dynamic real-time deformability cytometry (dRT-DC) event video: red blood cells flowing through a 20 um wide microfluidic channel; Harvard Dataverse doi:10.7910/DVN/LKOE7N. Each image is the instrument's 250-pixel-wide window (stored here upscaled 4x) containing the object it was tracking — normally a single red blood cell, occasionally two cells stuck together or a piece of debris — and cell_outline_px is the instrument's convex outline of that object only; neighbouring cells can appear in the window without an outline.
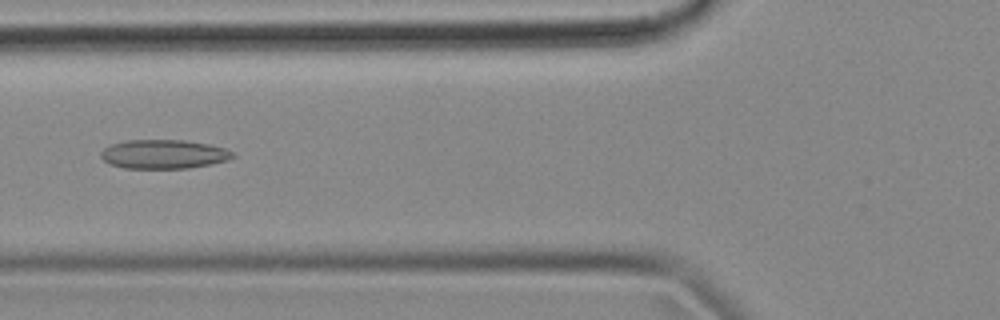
{"species": "common noctule bat (a hibernating species)", "species_latin": "Nyctalus noctula", "temperature_condition": "cold", "stored_images_in_passage": 53, "camera_frame_rate_fps": 3000, "um_per_image_px": 0.085, "animal": {"sex": "female", "body_mass_g": 18.4}, "frame": {"image": 1, "passage_image": 19, "time_ms": 6.0, "image_size_px": [1000, 320], "cell_outline_px": [[236, 156], [228, 160], [212, 164], [188, 168], [124, 168], [108, 164], [100, 156], [100, 152], [104, 148], [112, 144], [124, 140], [184, 140], [208, 144], [224, 148], [236, 152]], "centroid_in_image_um": [13.93, 13.1], "position_along_channel_um": 111.9, "area_um2": 22.48}}
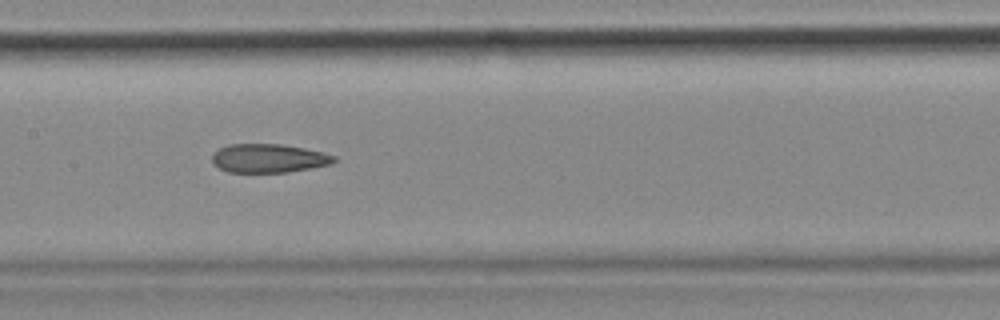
{"frame": {"image": 2, "passage_image": 25, "time_ms": 8.0, "image_size_px": [1000, 320], "cell_outline_px": [[336, 160], [332, 164], [312, 168], [288, 172], [228, 172], [212, 164], [212, 156], [220, 148], [228, 144], [280, 144], [304, 148], [324, 152], [336, 156]], "centroid_in_image_um": [22.86, 13.45], "position_along_channel_um": 184.5, "area_um2": 20.46}}
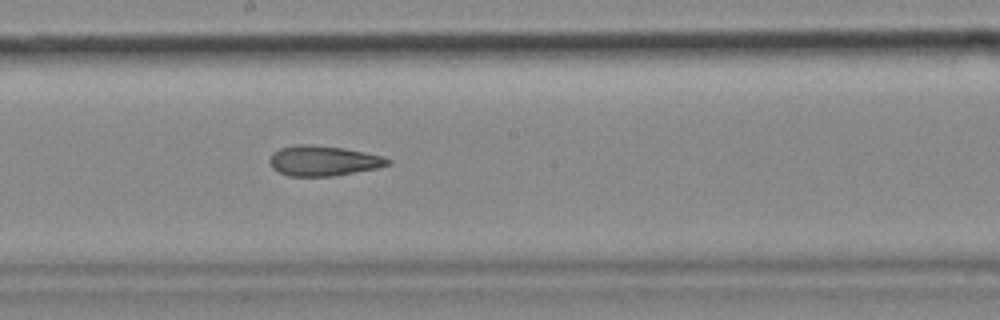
{"frame": {"image": 3, "passage_image": 28, "time_ms": 9.0, "image_size_px": [1000, 320], "cell_outline_px": [[392, 164], [376, 168], [332, 176], [288, 176], [272, 168], [268, 160], [272, 152], [280, 148], [296, 144], [312, 144], [344, 148], [384, 156], [392, 160]], "centroid_in_image_um": [27.47, 13.65], "position_along_channel_um": 220.7, "area_um2": 20.92}, "authors_computed_cell_mechanics": {"area_um2": 21.8484, "velocity_mm_per_s": 3.6299, "shape_relaxation_time_tau1_ms": null, "shape_relaxation_time_tau2_ms": 5.334, "deformation_change_tau1": null, "deformation_change_tau2": 0.1535}}